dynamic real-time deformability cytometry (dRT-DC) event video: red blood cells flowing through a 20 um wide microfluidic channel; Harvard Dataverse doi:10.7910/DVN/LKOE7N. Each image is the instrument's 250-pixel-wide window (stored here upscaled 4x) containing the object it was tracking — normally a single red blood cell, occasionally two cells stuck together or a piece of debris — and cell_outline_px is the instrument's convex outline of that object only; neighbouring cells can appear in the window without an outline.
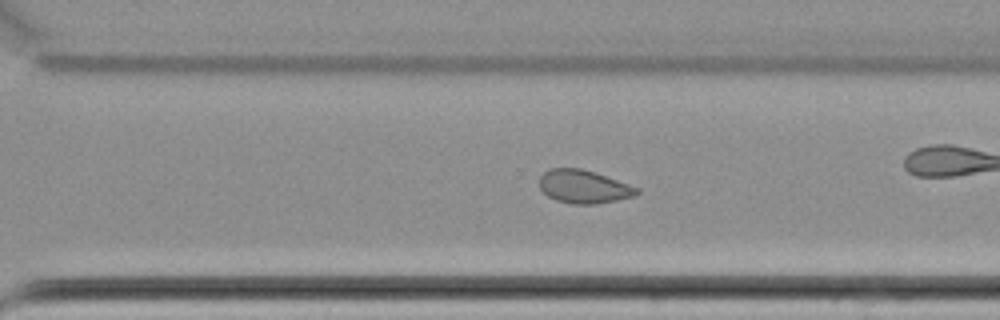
{"species": "common noctule bat (a hibernating species)", "species_latin": "Nyctalus noctula", "temperature_condition": "cold", "stored_images_in_passage": 52, "camera_frame_rate_fps": 3000, "um_per_image_px": 0.085, "animal": {"sex": "female", "body_mass_g": 22.7, "forearm_length_mm": 54.2}, "frame": {"image": 1, "passage_image": 45, "time_ms": 14.667, "image_size_px": [1000, 320], "cell_outline_px": [[640, 192], [636, 196], [596, 204], [572, 204], [556, 200], [548, 196], [540, 188], [540, 176], [548, 168], [580, 168], [640, 188]], "centroid_in_image_um": [49.61, 15.87], "position_along_channel_um": 321.0, "area_um2": 18.73}}